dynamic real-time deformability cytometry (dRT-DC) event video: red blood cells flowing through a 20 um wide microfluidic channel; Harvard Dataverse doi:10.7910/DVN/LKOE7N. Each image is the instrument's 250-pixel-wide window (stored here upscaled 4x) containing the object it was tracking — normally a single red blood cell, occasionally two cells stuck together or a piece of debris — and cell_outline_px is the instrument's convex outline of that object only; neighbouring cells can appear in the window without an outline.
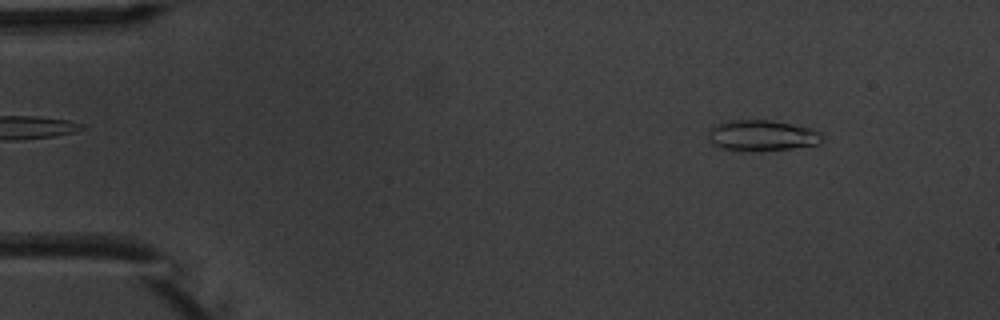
{"species": "common noctule bat (a hibernating species)", "species_latin": "Nyctalus noctula", "temperature_condition": "warm", "stored_images_in_passage": 6, "camera_frame_rate_fps": 3000, "um_per_image_px": 0.085, "animal": {"sex": "male", "body_mass_g": 20.1, "forearm_length_mm": 53.5}, "frame": {"image": 1, "passage_image": 2, "time_ms": 1.0, "image_size_px": [1000, 320], "cell_outline_px": [[824, 140], [820, 144], [792, 148], [720, 148], [712, 144], [708, 140], [708, 132], [716, 124], [732, 120], [772, 120], [812, 128], [820, 132], [824, 136]], "centroid_in_image_um": [64.83, 11.47], "position_along_channel_um": 20.2, "area_um2": 19.77}}